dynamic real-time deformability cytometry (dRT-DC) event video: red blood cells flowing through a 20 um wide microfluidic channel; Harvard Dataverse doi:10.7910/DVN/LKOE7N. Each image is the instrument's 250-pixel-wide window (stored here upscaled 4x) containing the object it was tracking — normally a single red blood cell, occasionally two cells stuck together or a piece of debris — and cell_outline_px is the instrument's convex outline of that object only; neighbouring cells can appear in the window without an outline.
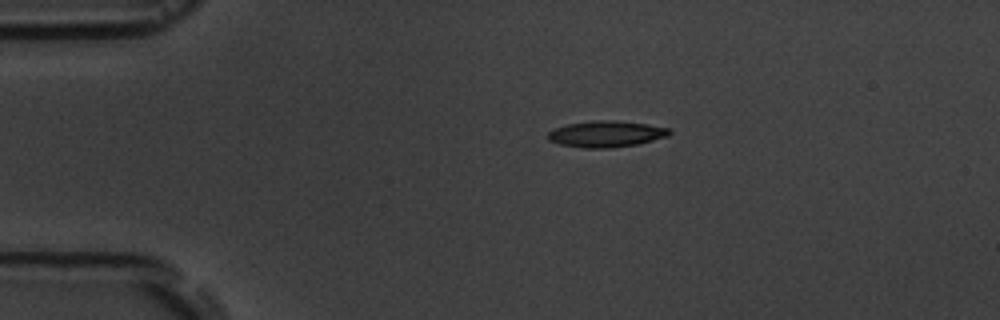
{"species": "common noctule bat (a hibernating species)", "species_latin": "Nyctalus noctula", "temperature_condition": "room temperature", "stored_images_in_passage": 14, "camera_frame_rate_fps": 3000, "um_per_image_px": 0.085, "animal": {"sex": "male", "body_mass_g": 19.5, "forearm_length_mm": 54.6}, "frame": {"image": 1, "passage_image": 1, "time_ms": 0.0, "image_size_px": [1000, 320], "cell_outline_px": [[672, 132], [668, 136], [636, 144], [608, 148], [584, 148], [560, 144], [548, 140], [548, 132], [556, 128], [568, 124], [596, 120], [616, 120], [648, 124], [668, 128]], "centroid_in_image_um": [51.53, 11.38], "position_along_channel_um": 33.5, "area_um2": 18.44}}
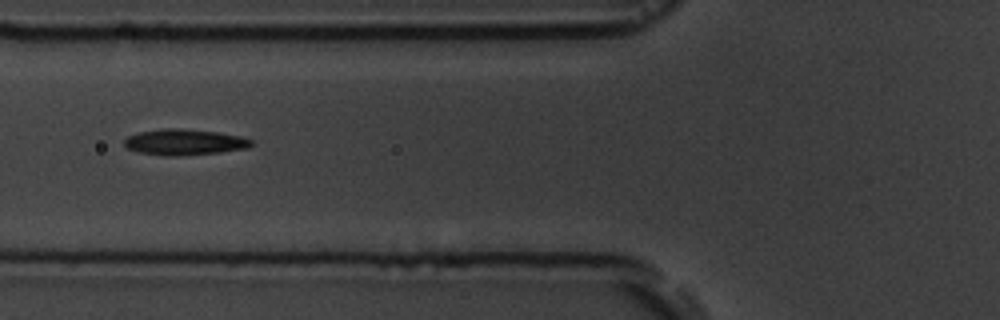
{"frame": {"image": 2, "passage_image": 4, "time_ms": 3.333, "image_size_px": [1000, 320], "cell_outline_px": [[252, 144], [248, 148], [220, 152], [180, 156], [168, 156], [136, 152], [128, 148], [124, 144], [124, 140], [128, 136], [140, 132], [164, 128], [180, 128], [216, 132], [240, 136], [252, 140]], "centroid_in_image_um": [15.66, 12.08], "position_along_channel_um": 110.1, "area_um2": 19.13}}
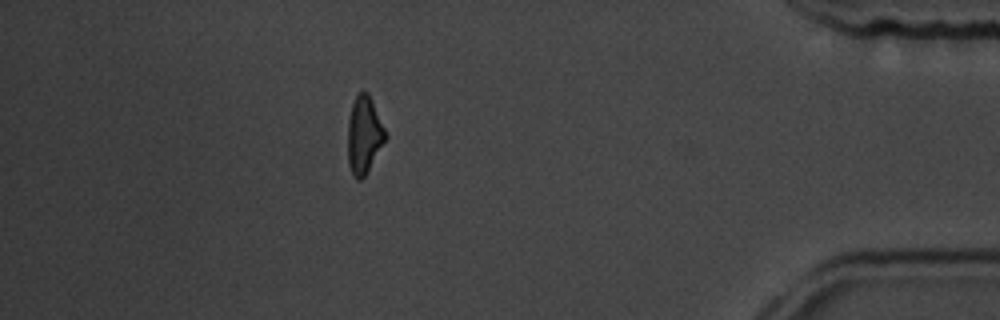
{"frame": {"image": 3, "passage_image": 12, "time_ms": 12.667, "image_size_px": [1000, 320], "cell_outline_px": [[388, 136], [364, 176], [360, 180], [356, 180], [348, 164], [348, 120], [352, 104], [356, 96], [360, 92], [368, 92], [372, 100]], "centroid_in_image_um": [30.94, 11.46], "position_along_channel_um": 404.3, "area_um2": 16.76}, "authors_computed_cell_mechanics": {"area_um2": 17.918, "velocity_mm_per_s": 3.6401, "shape_relaxation_time_tau1_ms": 1.6905, "shape_relaxation_time_tau2_ms": 4.0337, "deformation_change_tau1": 0.1398, "deformation_change_tau2": 0.1381}}